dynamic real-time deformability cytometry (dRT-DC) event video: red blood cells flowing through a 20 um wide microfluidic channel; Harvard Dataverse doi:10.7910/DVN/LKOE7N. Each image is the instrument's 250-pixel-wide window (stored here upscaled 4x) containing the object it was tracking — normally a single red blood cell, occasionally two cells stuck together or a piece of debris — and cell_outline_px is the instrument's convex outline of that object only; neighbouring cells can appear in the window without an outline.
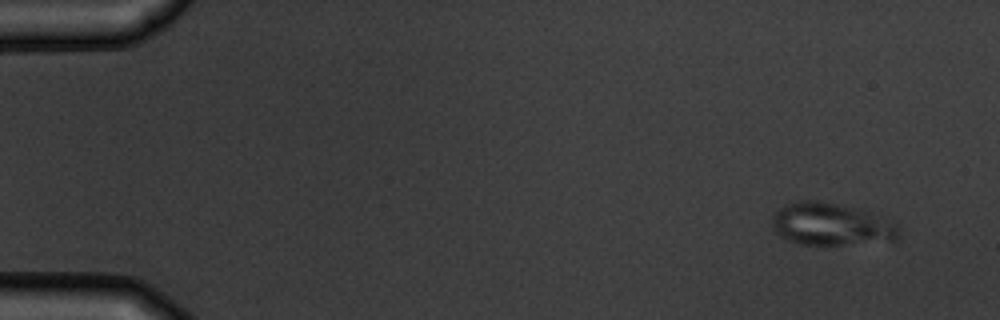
{"species": "common noctule bat (a hibernating species)", "species_latin": "Nyctalus noctula", "temperature_condition": "warm", "stored_images_in_passage": 8, "camera_frame_rate_fps": 3000, "um_per_image_px": 0.085, "animal": {"sex": "male", "body_mass_g": 19.5, "forearm_length_mm": 54.6}, "frame": {"image": 1, "passage_image": 1, "time_ms": 0.0, "image_size_px": [1000, 320], "cell_outline_px": [[900, 240], [820, 248], [800, 244], [788, 240], [780, 236], [772, 228], [772, 216], [780, 208], [788, 204], [804, 200], [816, 200], [856, 208], [900, 224]], "centroid_in_image_um": [70.69, 19.13], "position_along_channel_um": 14.3, "area_um2": 32.25}}